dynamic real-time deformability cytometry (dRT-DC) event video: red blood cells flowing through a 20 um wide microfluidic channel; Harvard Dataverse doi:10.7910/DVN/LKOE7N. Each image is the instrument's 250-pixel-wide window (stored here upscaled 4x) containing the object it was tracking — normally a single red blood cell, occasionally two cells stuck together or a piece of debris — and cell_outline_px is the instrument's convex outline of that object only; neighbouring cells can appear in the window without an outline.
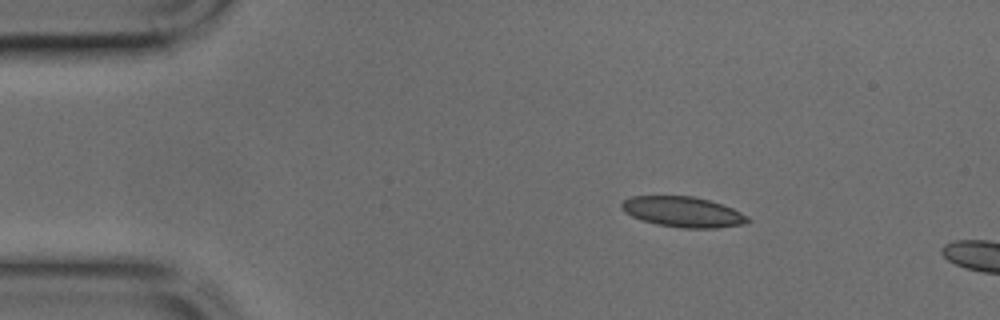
{"species": "common noctule bat (a hibernating species)", "species_latin": "Nyctalus noctula", "temperature_condition": "cold", "stored_images_in_passage": 9, "camera_frame_rate_fps": 3000, "um_per_image_px": 0.085, "animal": {"sex": "male", "body_mass_g": 17.9, "forearm_length_mm": 54.2}, "frame": {"image": 1, "passage_image": 6, "time_ms": 1.667, "image_size_px": [1000, 320], "cell_outline_px": [[752, 220], [744, 224], [716, 228], [680, 228], [656, 224], [632, 216], [624, 212], [620, 208], [620, 204], [624, 200], [632, 196], [692, 196], [708, 200], [732, 208], [748, 216]], "centroid_in_image_um": [58.04, 18.01], "position_along_channel_um": 27.0, "area_um2": 22.31}}